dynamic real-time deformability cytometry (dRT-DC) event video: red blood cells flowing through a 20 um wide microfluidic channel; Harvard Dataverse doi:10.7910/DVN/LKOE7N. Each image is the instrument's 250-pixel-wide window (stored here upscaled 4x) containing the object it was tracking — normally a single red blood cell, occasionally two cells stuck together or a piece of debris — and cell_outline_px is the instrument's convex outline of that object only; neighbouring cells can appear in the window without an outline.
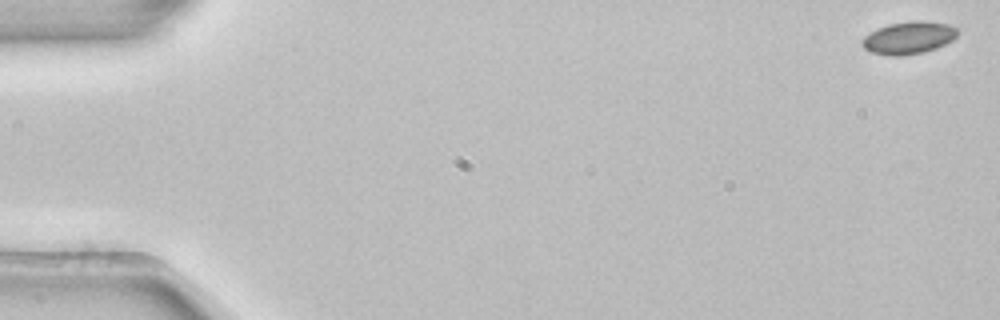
{"species": "common noctule bat (a hibernating species)", "species_latin": "Nyctalus noctula", "temperature_condition": "room temperature", "stored_images_in_passage": 4, "camera_frame_rate_fps": 3000, "um_per_image_px": 0.085, "animal": {"sex": "female", "body_mass_g": 22.7, "forearm_length_mm": 54.2}, "frame": {"image": 1, "passage_image": 1, "time_ms": 0.0, "image_size_px": [1000, 320], "cell_outline_px": [[960, 32], [952, 40], [936, 48], [924, 52], [900, 56], [888, 56], [872, 52], [864, 48], [864, 36], [876, 28], [888, 24], [916, 20], [924, 20], [948, 24], [956, 28]], "centroid_in_image_um": [77.26, 3.2], "position_along_channel_um": 7.7, "area_um2": 18.03}}
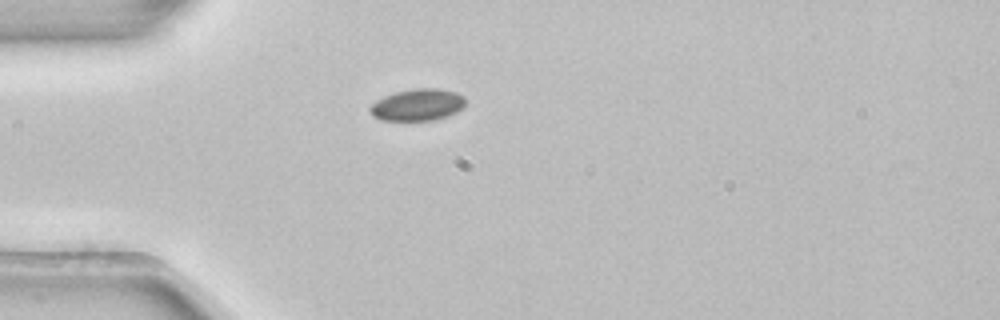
{"frame": {"image": 2, "passage_image": 4, "time_ms": 1.0, "image_size_px": [1000, 320], "cell_outline_px": [[464, 104], [456, 112], [448, 116], [432, 120], [380, 120], [372, 116], [368, 112], [368, 108], [376, 100], [384, 96], [396, 92], [416, 88], [440, 88], [456, 92], [464, 96]], "centroid_in_image_um": [35.45, 8.91], "position_along_channel_um": 49.5, "area_um2": 17.74}}